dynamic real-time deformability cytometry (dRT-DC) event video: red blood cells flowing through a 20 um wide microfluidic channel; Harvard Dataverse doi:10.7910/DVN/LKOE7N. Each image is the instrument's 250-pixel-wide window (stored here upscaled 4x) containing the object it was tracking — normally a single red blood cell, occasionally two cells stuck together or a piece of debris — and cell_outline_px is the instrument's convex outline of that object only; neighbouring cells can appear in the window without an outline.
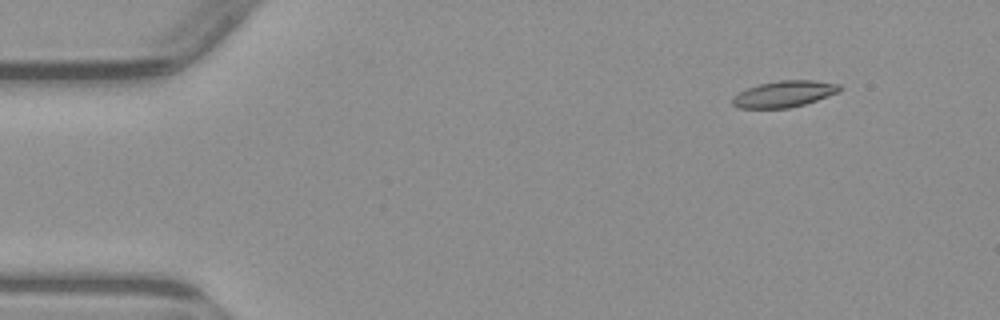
{"species": "common noctule bat (a hibernating species)", "species_latin": "Nyctalus noctula", "temperature_condition": "warm", "stored_images_in_passage": 3, "camera_frame_rate_fps": 3000, "um_per_image_px": 0.085, "animal": {"sex": "male", "body_mass_g": 23.1, "forearm_length_mm": 52.7}, "frame": {"image": 1, "passage_image": 1, "time_ms": 0.0, "image_size_px": [1000, 320], "cell_outline_px": [[840, 92], [804, 104], [788, 108], [740, 108], [732, 104], [732, 96], [748, 88], [760, 84], [776, 80], [816, 80], [840, 84]], "centroid_in_image_um": [66.66, 7.98], "position_along_channel_um": 18.3, "area_um2": 16.42}}
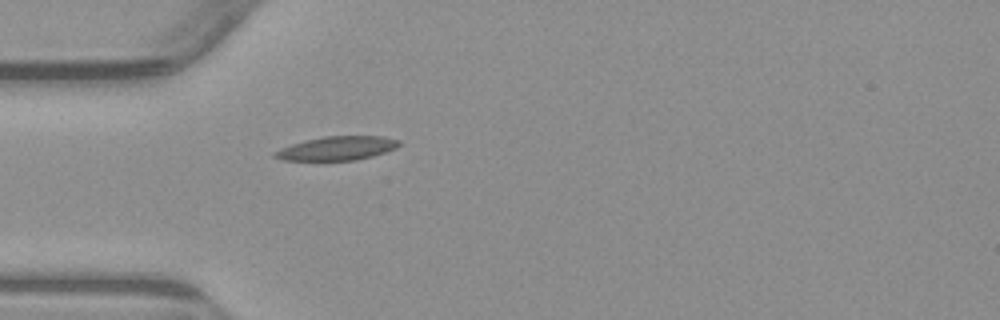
{"frame": {"image": 2, "passage_image": 3, "time_ms": 3.333, "image_size_px": [1000, 320], "cell_outline_px": [[400, 144], [396, 148], [372, 156], [356, 160], [284, 160], [272, 156], [272, 152], [280, 148], [304, 140], [324, 136], [384, 136], [400, 140]], "centroid_in_image_um": [28.63, 12.6], "position_along_channel_um": 56.4, "area_um2": 17.28}}